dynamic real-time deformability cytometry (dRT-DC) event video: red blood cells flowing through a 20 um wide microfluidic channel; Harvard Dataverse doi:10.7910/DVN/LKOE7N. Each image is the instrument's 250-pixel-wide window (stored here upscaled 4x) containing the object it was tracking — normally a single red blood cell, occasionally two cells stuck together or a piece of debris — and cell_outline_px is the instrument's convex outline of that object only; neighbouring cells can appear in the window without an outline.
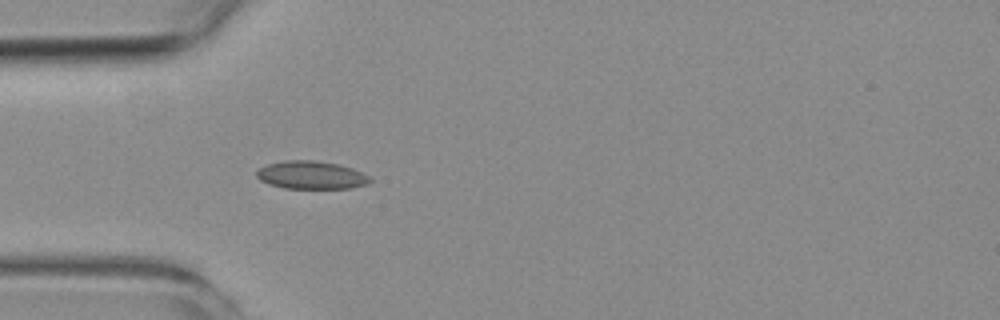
{"species": "common noctule bat (a hibernating species)", "species_latin": "Nyctalus noctula", "temperature_condition": "room temperature", "stored_images_in_passage": 2, "camera_frame_rate_fps": 3000, "um_per_image_px": 0.085, "animal": {"sex": "female", "body_mass_g": 19.3, "forearm_length_mm": 54.1}, "frame": {"image": 1, "passage_image": 2, "time_ms": 2.0, "image_size_px": [1000, 320], "cell_outline_px": [[372, 180], [368, 184], [352, 188], [284, 188], [268, 184], [260, 180], [256, 176], [256, 168], [268, 164], [284, 160], [312, 160], [340, 164], [352, 168], [368, 176]], "centroid_in_image_um": [26.42, 14.88], "position_along_channel_um": 58.6, "area_um2": 18.61}}